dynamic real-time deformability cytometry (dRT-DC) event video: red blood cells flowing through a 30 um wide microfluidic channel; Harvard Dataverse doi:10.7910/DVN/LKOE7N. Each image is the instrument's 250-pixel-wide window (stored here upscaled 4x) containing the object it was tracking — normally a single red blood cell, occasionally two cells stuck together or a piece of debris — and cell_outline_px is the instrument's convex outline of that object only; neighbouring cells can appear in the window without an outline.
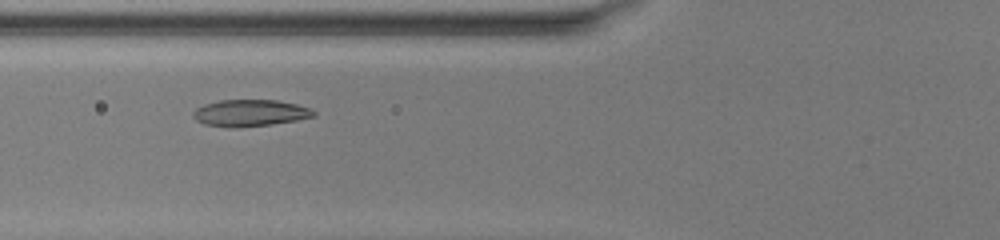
{"species": "common noctule bat (a hibernating species)", "species_latin": "Nyctalus noctula", "temperature_condition": "warm", "stored_images_in_passage": 40, "camera_frame_rate_fps": 3000, "um_per_image_px": 0.085, "animal": {"sex": "female", "body_mass_g": 20.0, "forearm_length_mm": 54.0}, "frame": {"image": 1, "passage_image": 10, "time_ms": 3.0, "image_size_px": [1000, 240], "cell_outline_px": [[316, 116], [296, 120], [272, 124], [204, 124], [196, 120], [192, 116], [192, 112], [196, 108], [204, 104], [220, 100], [276, 100], [296, 104], [312, 108], [316, 112]], "centroid_in_image_um": [21.32, 9.54], "position_along_channel_um": 104.5, "area_um2": 17.86}}
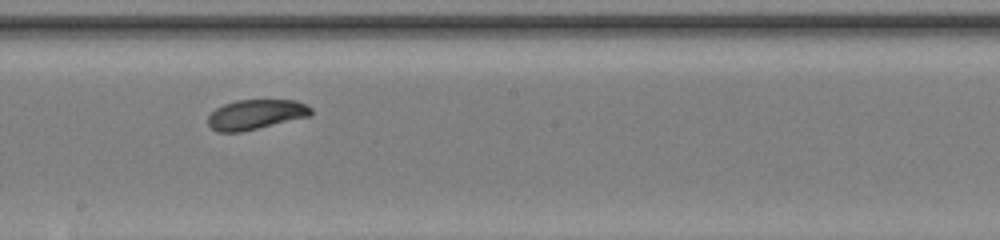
{"frame": {"image": 2, "passage_image": 19, "time_ms": 6.0, "image_size_px": [1000, 240], "cell_outline_px": [[312, 116], [240, 132], [216, 132], [208, 124], [208, 116], [216, 108], [224, 104], [236, 100], [296, 100], [308, 104], [312, 108]], "centroid_in_image_um": [21.78, 9.72], "position_along_channel_um": 226.4, "area_um2": 18.09}}
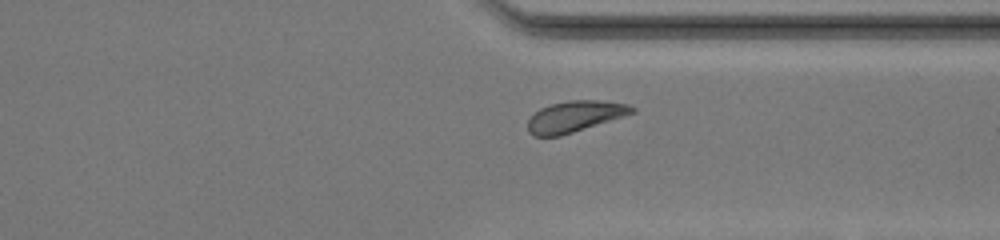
{"frame": {"image": 3, "passage_image": 29, "time_ms": 9.333, "image_size_px": [1000, 240], "cell_outline_px": [[636, 112], [624, 116], [560, 136], [532, 136], [528, 132], [528, 120], [540, 108], [552, 104], [568, 100], [596, 100], [628, 104], [636, 108]], "centroid_in_image_um": [48.86, 9.9], "position_along_channel_um": 362.5, "area_um2": 18.73}, "authors_computed_cell_mechanics": {"area_um2": 18.6405, "velocity_mm_per_s": 4.0699, "shape_relaxation_time_tau1_ms": 2.3953, "shape_relaxation_time_tau2_ms": 4.5867, "deformation_change_tau1": 0.1004, "deformation_change_tau2": 0.0824}}